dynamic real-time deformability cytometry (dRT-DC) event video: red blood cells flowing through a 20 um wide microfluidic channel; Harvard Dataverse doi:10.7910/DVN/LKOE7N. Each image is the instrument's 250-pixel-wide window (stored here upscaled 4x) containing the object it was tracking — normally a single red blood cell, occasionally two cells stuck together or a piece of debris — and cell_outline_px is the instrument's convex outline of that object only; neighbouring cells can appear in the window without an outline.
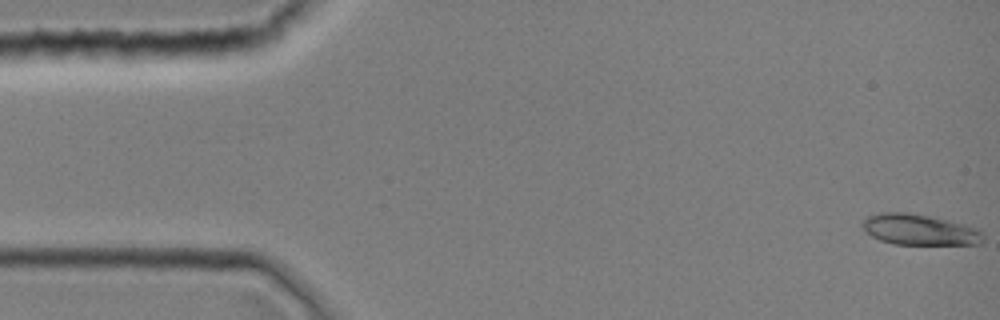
{"species": "common noctule bat (a hibernating species)", "species_latin": "Nyctalus noctula", "temperature_condition": "room temperature", "stored_images_in_passage": 9, "camera_frame_rate_fps": 3000, "um_per_image_px": 0.085, "animal": {"sex": "female", "body_mass_g": 19.0, "forearm_length_mm": 51.5}, "frame": {"image": 1, "passage_image": 1, "time_ms": 0.0, "image_size_px": [1000, 320], "cell_outline_px": [[984, 240], [980, 244], [892, 244], [880, 240], [872, 236], [860, 224], [868, 216], [880, 212], [912, 212], [932, 216], [964, 224], [976, 228], [984, 236]], "centroid_in_image_um": [78.15, 19.51], "position_along_channel_um": 6.8, "area_um2": 21.73}}
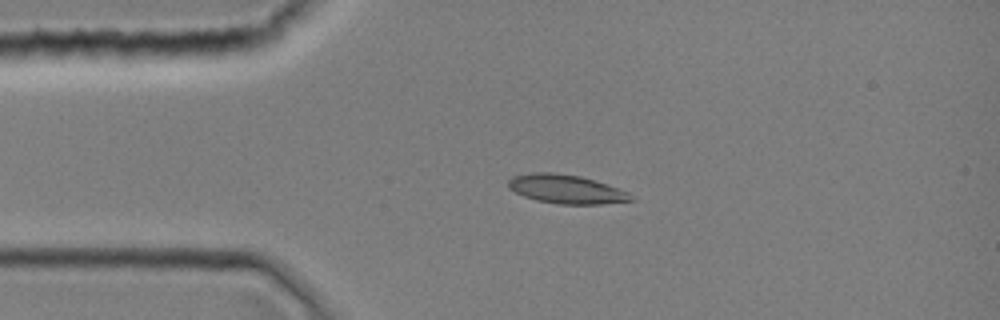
{"frame": {"image": 2, "passage_image": 9, "time_ms": 2.667, "image_size_px": [1000, 320], "cell_outline_px": [[636, 200], [600, 204], [560, 204], [536, 200], [524, 196], [508, 188], [508, 180], [512, 176], [532, 172], [556, 172], [580, 176], [628, 192]], "centroid_in_image_um": [48.08, 16.07], "position_along_channel_um": 36.9, "area_um2": 20.46}}